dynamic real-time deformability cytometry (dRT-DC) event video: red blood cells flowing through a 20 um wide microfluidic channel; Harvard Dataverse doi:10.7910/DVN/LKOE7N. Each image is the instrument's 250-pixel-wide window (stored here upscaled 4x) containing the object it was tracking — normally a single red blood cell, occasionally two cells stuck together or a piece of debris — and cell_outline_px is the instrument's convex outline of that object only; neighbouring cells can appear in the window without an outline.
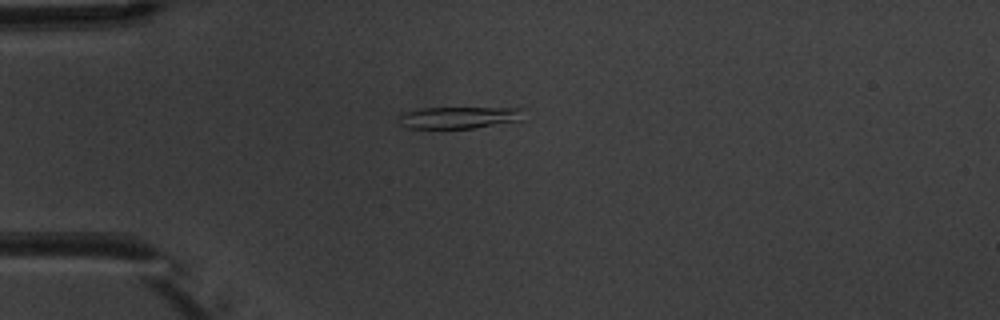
{"species": "common noctule bat (a hibernating species)", "species_latin": "Nyctalus noctula", "temperature_condition": "warm", "stored_images_in_passage": 6, "camera_frame_rate_fps": 3000, "um_per_image_px": 0.085, "animal": {"sex": "male", "body_mass_g": 20.1, "forearm_length_mm": 53.5}, "frame": {"image": 1, "passage_image": 3, "time_ms": 2.333, "image_size_px": [1000, 320], "cell_outline_px": [[524, 108], [520, 120], [472, 128], [408, 128], [400, 124], [400, 112], [420, 108]], "centroid_in_image_um": [38.95, 9.98], "position_along_channel_um": 46.1, "area_um2": 15.72}}
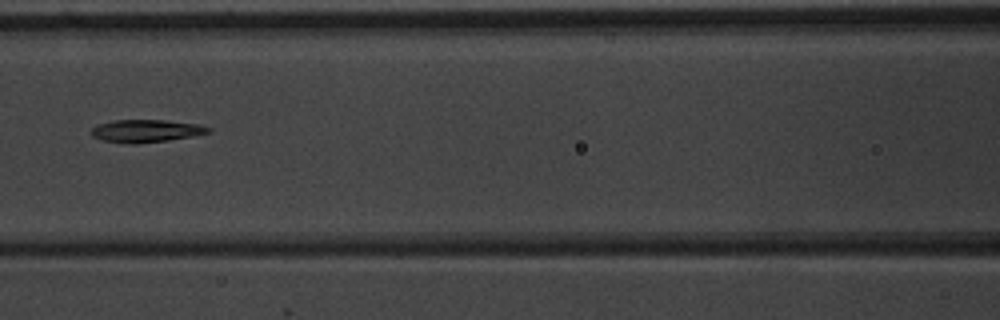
{"frame": {"image": 2, "passage_image": 6, "time_ms": 5.667, "image_size_px": [1000, 320], "cell_outline_px": [[212, 132], [192, 136], [168, 140], [136, 144], [132, 144], [104, 140], [92, 136], [88, 132], [92, 128], [100, 124], [112, 120], [164, 120], [200, 124], [212, 128]], "centroid_in_image_um": [12.43, 11.12], "position_along_channel_um": 154.2, "area_um2": 15.49}}